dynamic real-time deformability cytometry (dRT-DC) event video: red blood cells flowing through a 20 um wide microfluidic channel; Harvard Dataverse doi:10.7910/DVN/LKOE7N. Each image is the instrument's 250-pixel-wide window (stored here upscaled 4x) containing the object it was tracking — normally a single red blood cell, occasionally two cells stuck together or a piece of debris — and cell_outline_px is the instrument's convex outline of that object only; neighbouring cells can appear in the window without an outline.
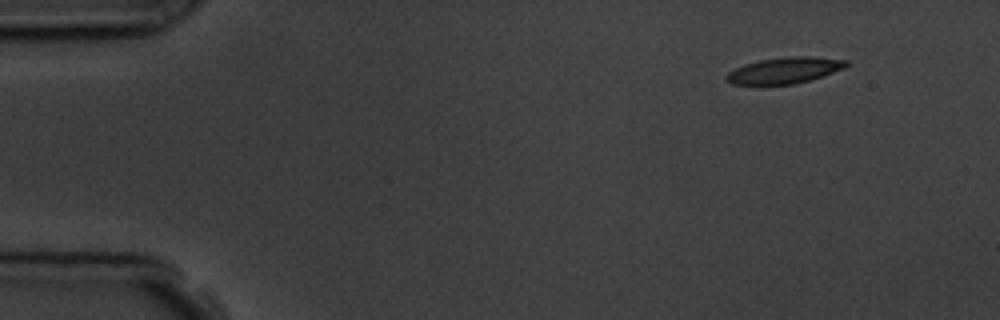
{"species": "common noctule bat (a hibernating species)", "species_latin": "Nyctalus noctula", "temperature_condition": "room temperature", "stored_images_in_passage": 5, "segment_of_instrument_passage": [2, 2], "camera_frame_rate_fps": 3000, "um_per_image_px": 0.085, "animal": {"sex": "male", "body_mass_g": 19.5, "forearm_length_mm": 54.6}, "frame": {"image": 1, "passage_image": 5, "time_ms": 5.333, "image_size_px": [1000, 320], "cell_outline_px": [[848, 64], [844, 68], [808, 80], [792, 84], [760, 88], [732, 84], [724, 80], [724, 76], [728, 72], [744, 64], [760, 60], [792, 56], [812, 56], [848, 60]], "centroid_in_image_um": [66.56, 6.03], "position_along_channel_um": 18.4, "area_um2": 18.9}}